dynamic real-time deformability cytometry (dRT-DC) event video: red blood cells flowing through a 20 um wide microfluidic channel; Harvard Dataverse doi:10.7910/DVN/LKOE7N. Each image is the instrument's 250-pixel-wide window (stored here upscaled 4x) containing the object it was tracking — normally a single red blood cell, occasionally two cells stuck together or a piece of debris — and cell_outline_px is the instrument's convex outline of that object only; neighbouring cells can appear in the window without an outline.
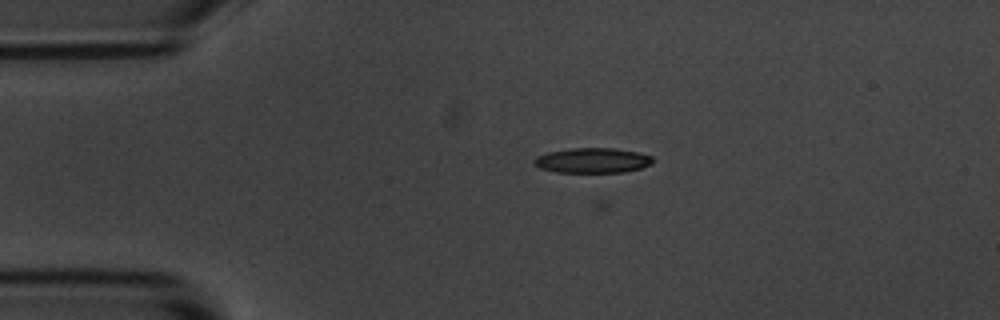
{"species": "common noctule bat (a hibernating species)", "species_latin": "Nyctalus noctula", "temperature_condition": "room temperature", "stored_images_in_passage": 5, "camera_frame_rate_fps": 3000, "um_per_image_px": 0.085, "animal": {"sex": "male", "body_mass_g": 20.1, "forearm_length_mm": 53.5}, "frame": {"image": 1, "passage_image": 4, "time_ms": 3.667, "image_size_px": [1000, 320], "cell_outline_px": [[652, 164], [640, 168], [624, 172], [556, 172], [540, 168], [532, 164], [532, 160], [536, 156], [548, 152], [572, 148], [616, 148], [636, 152], [652, 156]], "centroid_in_image_um": [50.32, 13.63], "position_along_channel_um": 34.7, "area_um2": 17.34}}